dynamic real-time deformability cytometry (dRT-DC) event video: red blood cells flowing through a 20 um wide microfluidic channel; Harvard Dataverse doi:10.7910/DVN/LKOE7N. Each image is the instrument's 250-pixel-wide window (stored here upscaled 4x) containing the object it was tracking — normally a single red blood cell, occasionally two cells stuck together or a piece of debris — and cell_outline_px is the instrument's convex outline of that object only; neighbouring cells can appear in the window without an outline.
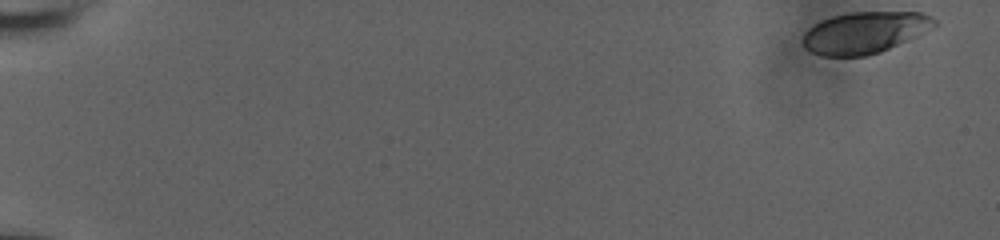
{"species": "human", "species_latin": "Homo sapiens", "temperature_condition": "room temperature", "stored_images_in_passage": 58, "camera_frame_rate_fps": 3000, "um_per_image_px": 0.085, "donor": {"sex": "male"}, "frame": {"image": 1, "passage_image": 1, "time_ms": 0.0, "image_size_px": [1000, 240], "cell_outline_px": [[936, 24], [880, 52], [864, 56], [820, 56], [804, 48], [804, 32], [808, 28], [832, 16], [852, 12], [920, 12], [932, 16], [936, 20]], "centroid_in_image_um": [73.43, 2.76], "position_along_channel_um": 11.6, "area_um2": 31.1}}
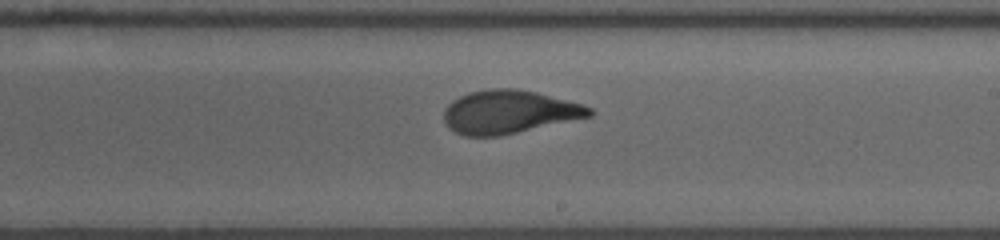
{"frame": {"image": 2, "passage_image": 36, "time_ms": 11.667, "image_size_px": [1000, 240], "cell_outline_px": [[592, 116], [500, 136], [464, 136], [456, 132], [444, 120], [444, 108], [452, 100], [468, 92], [488, 88], [516, 88], [536, 92], [580, 104], [592, 108]], "centroid_in_image_um": [43.24, 9.51], "position_along_channel_um": 245.8, "area_um2": 36.53}}
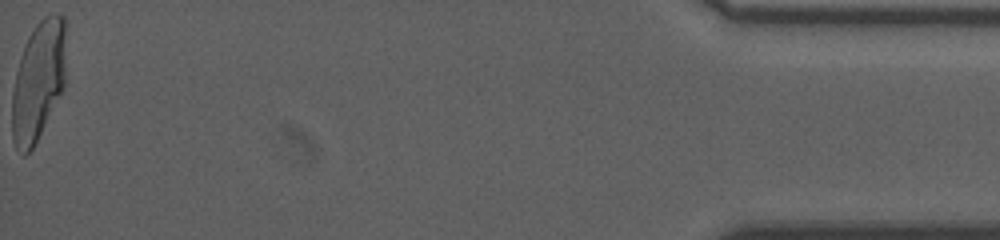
{"frame": {"image": 3, "passage_image": 58, "time_ms": 19.0, "image_size_px": [1000, 240], "cell_outline_px": [[64, 88], [32, 148], [24, 156], [16, 148], [12, 136], [12, 92], [16, 72], [20, 56], [24, 44], [28, 36], [36, 24], [44, 16], [52, 12], [56, 12], [64, 16]], "centroid_in_image_um": [3.23, 6.85], "position_along_channel_um": 432.0, "area_um2": 37.28}, "authors_computed_cell_mechanics": {"area_um2": 36.0094, "velocity_mm_per_s": 3.7241, "shape_relaxation_time_tau1_ms": 5.9117, "shape_relaxation_time_tau2_ms": 0.8121, "deformation_change_tau1": 0.2158, "deformation_change_tau2": 0.0757}}